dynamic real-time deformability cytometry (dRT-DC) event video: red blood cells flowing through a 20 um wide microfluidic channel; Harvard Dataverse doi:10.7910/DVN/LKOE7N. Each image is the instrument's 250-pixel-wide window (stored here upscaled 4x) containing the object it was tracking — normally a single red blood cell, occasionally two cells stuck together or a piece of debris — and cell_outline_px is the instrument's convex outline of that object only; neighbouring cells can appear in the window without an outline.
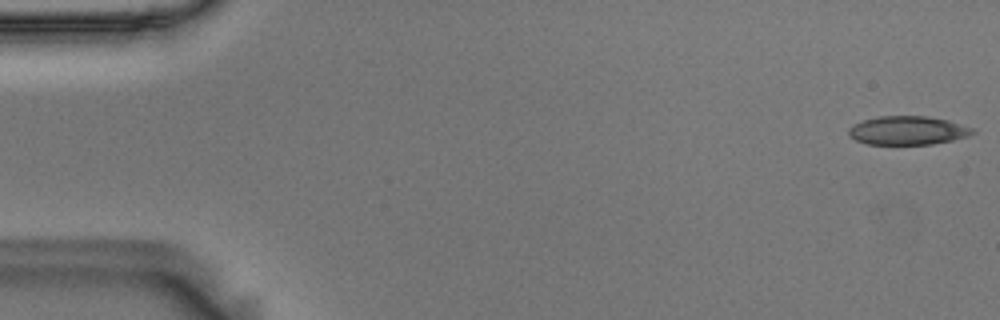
{"species": "Egyptian fruit bat (a non-hibernating species)", "species_latin": "Rousettus aegyptiacus", "temperature_condition": "room temperature", "stored_images_in_passage": 27, "camera_frame_rate_fps": 3000, "um_per_image_px": 0.085, "animal": {"sex": "male"}, "frame": {"image": 1, "passage_image": 1, "time_ms": 0.0, "image_size_px": [1000, 320], "cell_outline_px": [[976, 132], [968, 136], [952, 140], [932, 144], [868, 144], [856, 140], [848, 136], [848, 128], [852, 124], [864, 120], [880, 116], [928, 116], [948, 120], [976, 128]], "centroid_in_image_um": [77.17, 11.08], "position_along_channel_um": 7.8, "area_um2": 20.87}}
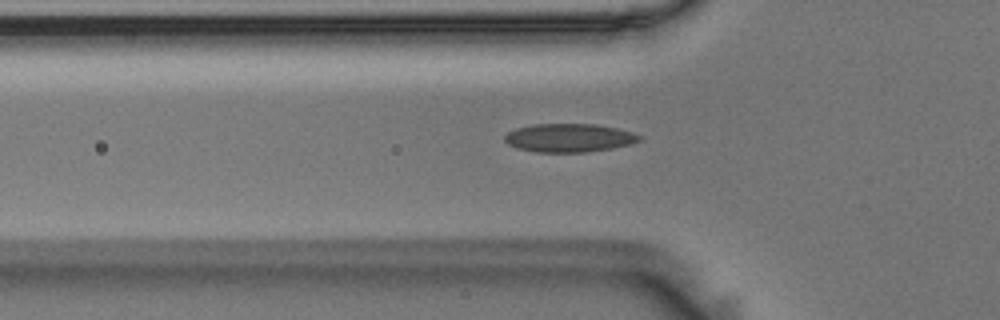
{"frame": {"image": 2, "passage_image": 18, "time_ms": 5.667, "image_size_px": [1000, 320], "cell_outline_px": [[644, 136], [640, 140], [632, 144], [612, 148], [584, 152], [536, 152], [516, 148], [508, 144], [504, 140], [504, 136], [508, 132], [516, 128], [532, 124], [596, 124], [616, 128], [632, 132]], "centroid_in_image_um": [48.38, 11.71], "position_along_channel_um": 77.4, "area_um2": 22.43}}
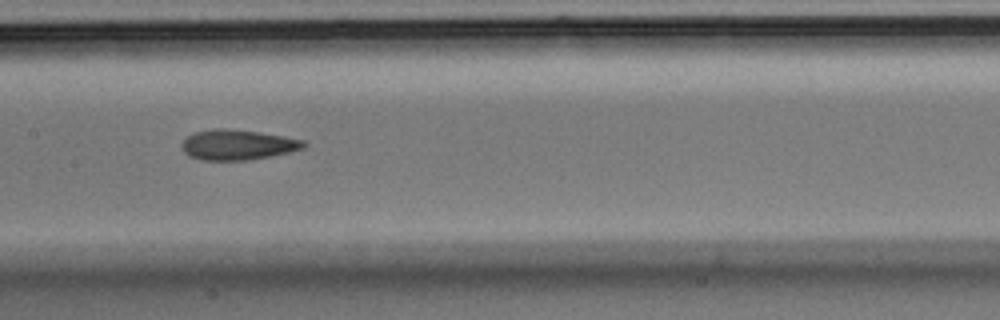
{"frame": {"image": 3, "passage_image": 27, "time_ms": 8.667, "image_size_px": [1000, 320], "cell_outline_px": [[308, 144], [304, 148], [288, 152], [248, 160], [200, 160], [188, 156], [180, 148], [180, 144], [188, 136], [196, 132], [212, 128], [224, 128], [256, 132], [284, 136], [304, 140]], "centroid_in_image_um": [20.16, 12.31], "position_along_channel_um": 187.2, "area_um2": 21.44}}